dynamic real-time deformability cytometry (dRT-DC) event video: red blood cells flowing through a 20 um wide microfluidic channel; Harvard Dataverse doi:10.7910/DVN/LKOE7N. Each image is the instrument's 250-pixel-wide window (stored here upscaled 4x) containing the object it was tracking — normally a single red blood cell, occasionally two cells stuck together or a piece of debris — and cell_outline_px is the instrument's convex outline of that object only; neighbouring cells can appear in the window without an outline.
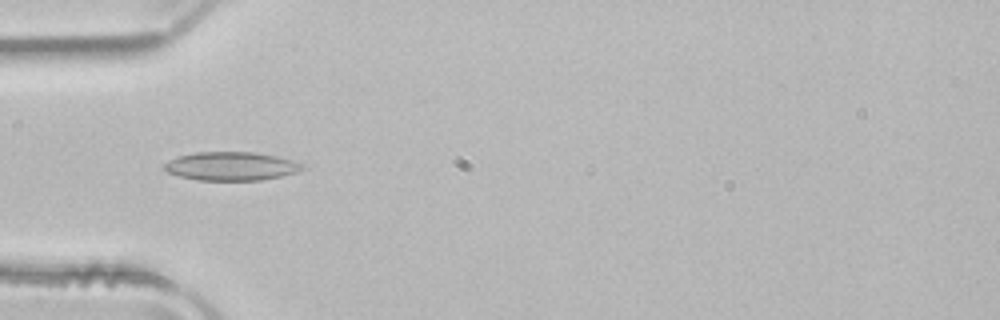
{"species": "common noctule bat (a hibernating species)", "species_latin": "Nyctalus noctula", "temperature_condition": "room temperature", "stored_images_in_passage": 37, "camera_frame_rate_fps": 3000, "um_per_image_px": 0.085, "animal": {"sex": "male", "body_mass_g": 21.5, "forearm_length_mm": 52.0}, "frame": {"image": 1, "passage_image": 2, "time_ms": 0.333, "image_size_px": [1000, 320], "cell_outline_px": [[304, 168], [296, 172], [280, 176], [260, 180], [200, 180], [180, 176], [168, 172], [164, 168], [164, 164], [168, 160], [176, 156], [196, 152], [252, 152], [276, 156], [292, 160], [304, 164]], "centroid_in_image_um": [19.63, 14.12], "position_along_channel_um": 65.4, "area_um2": 22.83}}
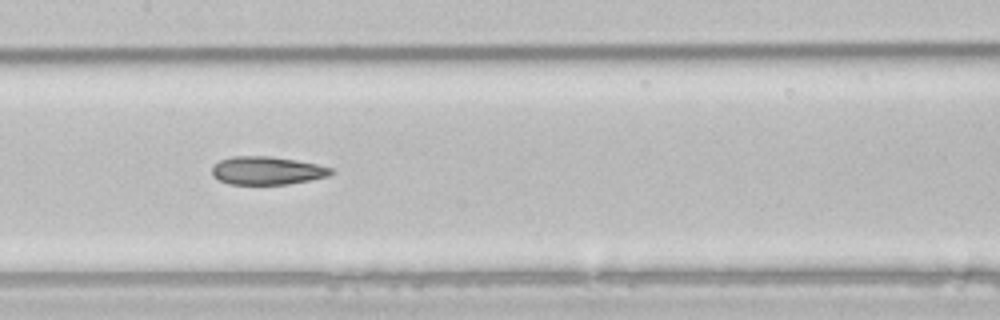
{"frame": {"image": 2, "passage_image": 11, "time_ms": 3.333, "image_size_px": [1000, 320], "cell_outline_px": [[336, 172], [328, 176], [288, 184], [228, 184], [212, 176], [212, 168], [220, 160], [232, 156], [272, 156], [296, 160], [336, 168]], "centroid_in_image_um": [22.73, 14.49], "position_along_channel_um": 184.7, "area_um2": 19.59}}
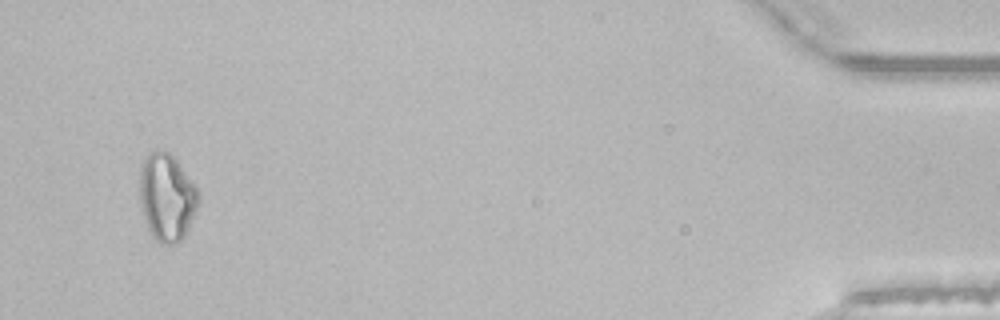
{"frame": {"image": 3, "passage_image": 35, "time_ms": 11.333, "image_size_px": [1000, 320], "cell_outline_px": [[196, 208], [184, 236], [176, 244], [160, 244], [152, 236], [148, 228], [140, 208], [140, 168], [144, 160], [156, 148], [168, 152], [176, 156], [196, 188]], "centroid_in_image_um": [14.14, 16.74], "position_along_channel_um": 421.1, "area_um2": 29.65}, "authors_computed_cell_mechanics": {"area_um2": 20.2878, "velocity_mm_per_s": 3.977, "shape_relaxation_time_tau1_ms": null, "shape_relaxation_time_tau2_ms": 3.9139, "deformation_change_tau1": null, "deformation_change_tau2": 0.1173}}